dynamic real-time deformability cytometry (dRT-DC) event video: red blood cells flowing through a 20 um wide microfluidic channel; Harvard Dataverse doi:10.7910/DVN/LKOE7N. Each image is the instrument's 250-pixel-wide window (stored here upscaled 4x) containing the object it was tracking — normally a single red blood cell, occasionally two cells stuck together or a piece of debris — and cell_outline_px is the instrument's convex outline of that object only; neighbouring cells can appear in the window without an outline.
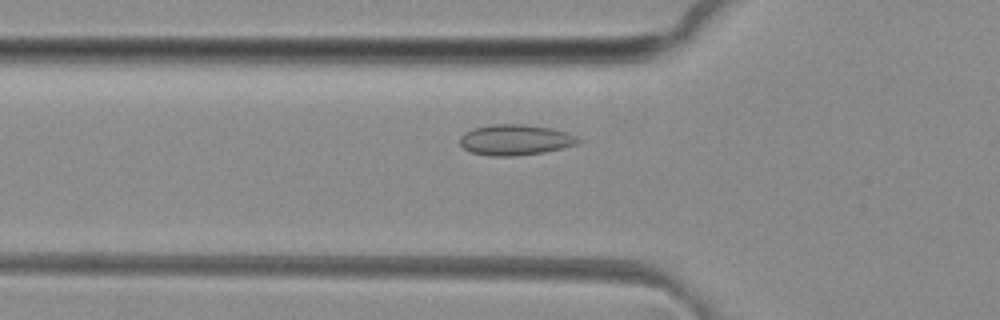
{"species": "common noctule bat (a hibernating species)", "species_latin": "Nyctalus noctula", "temperature_condition": "room temperature", "stored_images_in_passage": 40, "camera_frame_rate_fps": 3000, "um_per_image_px": 0.085, "animal": {"sex": "female", "body_mass_g": 29.2, "forearm_length_mm": 56.3}, "frame": {"image": 1, "passage_image": 8, "time_ms": 2.333, "image_size_px": [1000, 320], "cell_outline_px": [[584, 140], [576, 144], [544, 152], [516, 156], [488, 156], [472, 152], [464, 148], [460, 144], [460, 136], [464, 132], [472, 128], [492, 124], [524, 124], [552, 128], [576, 136]], "centroid_in_image_um": [43.77, 11.88], "position_along_channel_um": 82.0, "area_um2": 21.21}}
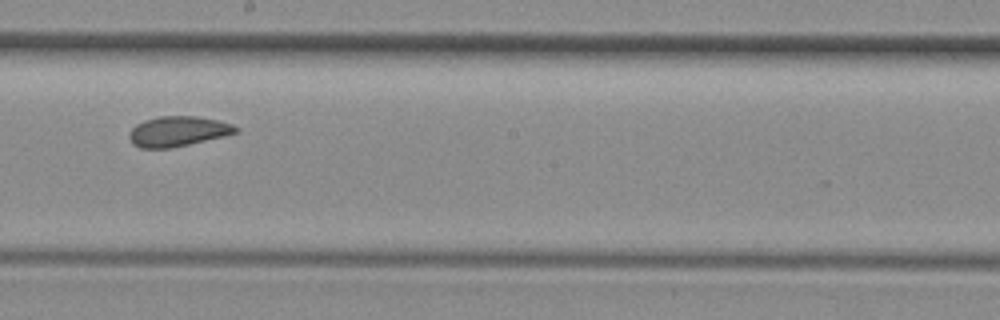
{"frame": {"image": 2, "passage_image": 19, "time_ms": 6.0, "image_size_px": [1000, 320], "cell_outline_px": [[240, 132], [224, 136], [188, 144], [168, 148], [140, 148], [132, 144], [128, 136], [128, 132], [136, 124], [144, 120], [160, 116], [196, 116], [216, 120], [232, 124], [240, 128]], "centroid_in_image_um": [15.11, 11.16], "position_along_channel_um": 233.1, "area_um2": 18.73}}
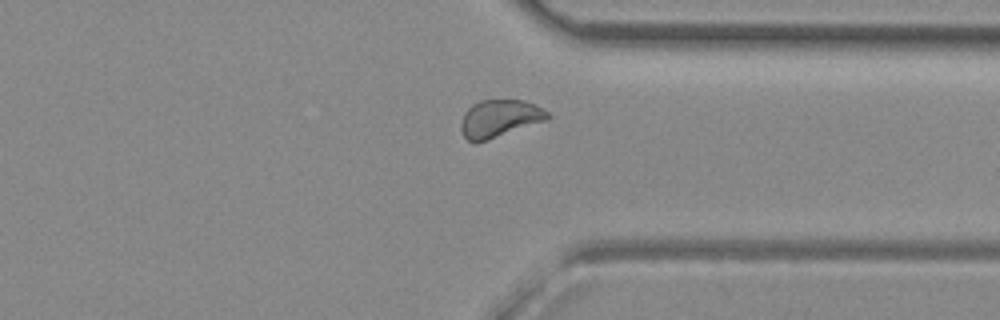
{"frame": {"image": 3, "passage_image": 29, "time_ms": 9.333, "image_size_px": [1000, 320], "cell_outline_px": [[552, 116], [548, 120], [476, 144], [472, 144], [464, 136], [460, 128], [460, 124], [464, 112], [472, 104], [480, 100], [524, 100], [536, 104], [548, 112]], "centroid_in_image_um": [42.46, 10.08], "position_along_channel_um": 368.9, "area_um2": 19.31}}